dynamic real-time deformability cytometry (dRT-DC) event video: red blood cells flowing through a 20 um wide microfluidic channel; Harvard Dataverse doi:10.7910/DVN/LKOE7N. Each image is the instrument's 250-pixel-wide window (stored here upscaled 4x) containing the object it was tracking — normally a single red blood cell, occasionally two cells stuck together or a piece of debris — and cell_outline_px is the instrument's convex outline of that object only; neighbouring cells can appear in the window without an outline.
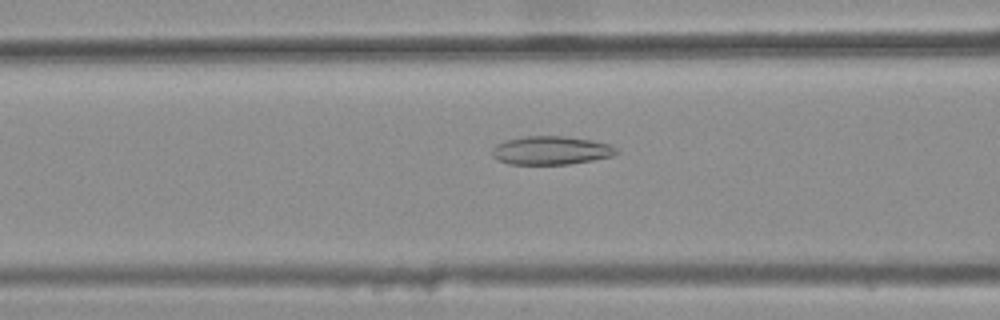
{"species": "common noctule bat (a hibernating species)", "species_latin": "Nyctalus noctula", "temperature_condition": "warm", "stored_images_in_passage": 37, "camera_frame_rate_fps": 3000, "um_per_image_px": 0.085, "animal": {"sex": "female", "body_mass_g": 25.1}, "frame": {"image": 1, "passage_image": 11, "time_ms": 3.333, "image_size_px": [1000, 320], "cell_outline_px": [[620, 152], [612, 156], [592, 160], [568, 164], [508, 164], [496, 160], [492, 156], [492, 148], [496, 144], [504, 140], [524, 136], [564, 136], [592, 140], [612, 144]], "centroid_in_image_um": [46.82, 12.78], "position_along_channel_um": 119.8, "area_um2": 20.87}}
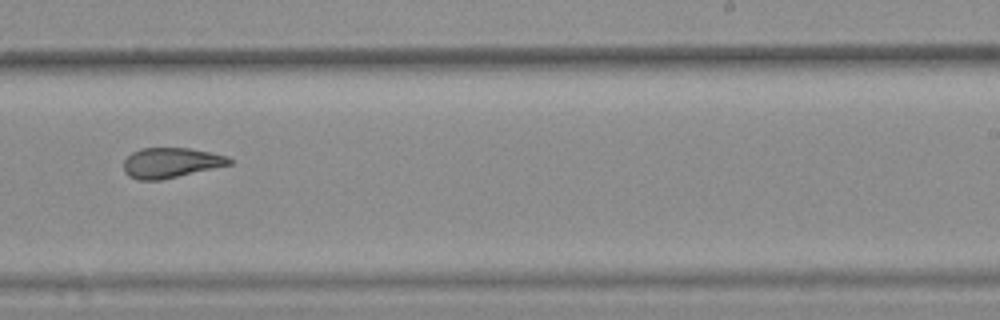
{"frame": {"image": 2, "passage_image": 23, "time_ms": 7.333, "image_size_px": [1000, 320], "cell_outline_px": [[232, 164], [160, 180], [136, 180], [128, 176], [124, 172], [124, 160], [132, 152], [140, 148], [188, 148], [228, 156], [232, 160]], "centroid_in_image_um": [14.49, 13.84], "position_along_channel_um": 274.5, "area_um2": 18.5}}
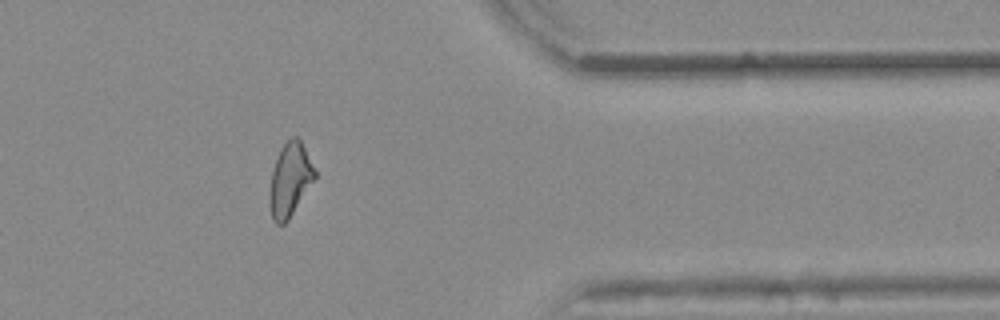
{"frame": {"image": 3, "passage_image": 33, "time_ms": 10.667, "image_size_px": [1000, 320], "cell_outline_px": [[316, 176], [288, 220], [284, 224], [276, 224], [272, 220], [268, 204], [268, 196], [272, 172], [280, 148], [292, 136], [296, 136], [300, 140], [316, 172]], "centroid_in_image_um": [24.6, 15.31], "position_along_channel_um": 386.8, "area_um2": 19.13}, "authors_computed_cell_mechanics": {"area_um2": 19.4786, "velocity_mm_per_s": 3.8758, "shape_relaxation_time_tau1_ms": null, "shape_relaxation_time_tau2_ms": 2.5968, "deformation_change_tau1": null, "deformation_change_tau2": 0.1112}}